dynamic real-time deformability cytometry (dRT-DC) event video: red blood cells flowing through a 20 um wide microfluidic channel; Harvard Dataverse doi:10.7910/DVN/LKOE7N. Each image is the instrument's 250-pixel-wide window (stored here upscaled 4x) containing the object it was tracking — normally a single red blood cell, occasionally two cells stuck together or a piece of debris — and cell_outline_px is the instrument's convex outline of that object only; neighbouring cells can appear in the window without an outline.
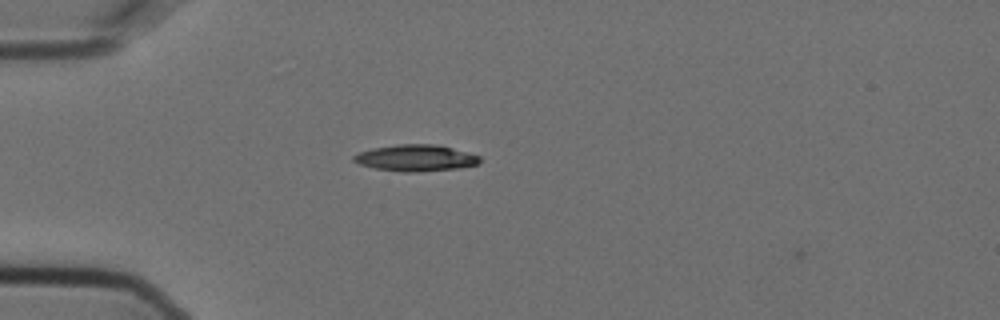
{"species": "Egyptian fruit bat (a non-hibernating species)", "species_latin": "Rousettus aegyptiacus", "temperature_condition": "cold", "stored_images_in_passage": 41, "camera_frame_rate_fps": 3000, "um_per_image_px": 0.085, "animal": {"sex": "female"}, "frame": {"image": 1, "passage_image": 1, "time_ms": 0.0, "image_size_px": [1000, 320], "cell_outline_px": [[480, 160], [476, 164], [460, 168], [412, 172], [404, 172], [376, 168], [360, 164], [352, 160], [352, 156], [360, 152], [372, 148], [396, 144], [436, 144], [452, 148], [480, 156]], "centroid_in_image_um": [35.31, 13.42], "position_along_channel_um": 49.7, "area_um2": 19.25}}
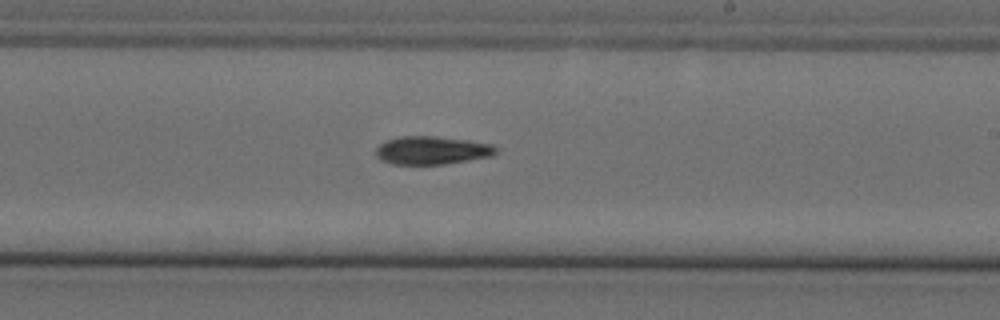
{"frame": {"image": 2, "passage_image": 19, "time_ms": 6.0, "image_size_px": [1000, 320], "cell_outline_px": [[496, 152], [492, 156], [444, 164], [392, 164], [380, 160], [376, 156], [376, 148], [380, 144], [388, 140], [400, 136], [436, 136], [468, 140], [492, 144], [496, 148]], "centroid_in_image_um": [36.69, 12.78], "position_along_channel_um": 252.3, "area_um2": 19.65}}
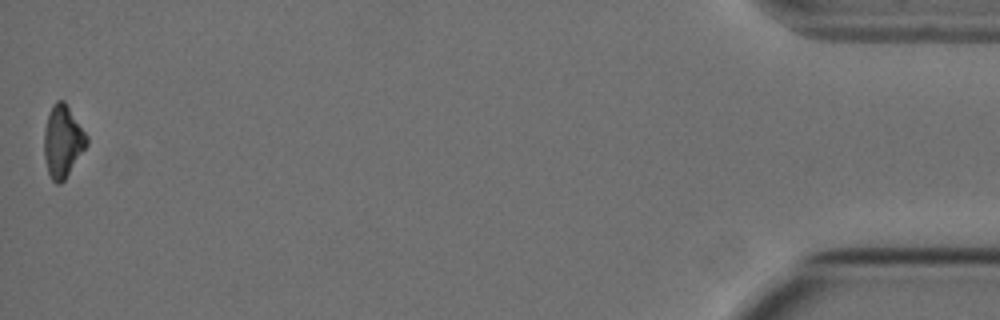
{"frame": {"image": 3, "passage_image": 41, "time_ms": 13.333, "image_size_px": [1000, 320], "cell_outline_px": [[88, 144], [64, 180], [60, 184], [56, 184], [52, 180], [48, 172], [44, 156], [44, 132], [48, 116], [52, 104], [56, 100], [64, 100], [88, 136]], "centroid_in_image_um": [5.33, 12.01], "position_along_channel_um": 429.9, "area_um2": 17.8}, "authors_computed_cell_mechanics": {"area_um2": 19.363, "velocity_mm_per_s": 3.6346, "shape_relaxation_time_tau1_ms": 7.504, "shape_relaxation_time_tau2_ms": null, "deformation_change_tau1": 0.1631, "deformation_change_tau2": null}}